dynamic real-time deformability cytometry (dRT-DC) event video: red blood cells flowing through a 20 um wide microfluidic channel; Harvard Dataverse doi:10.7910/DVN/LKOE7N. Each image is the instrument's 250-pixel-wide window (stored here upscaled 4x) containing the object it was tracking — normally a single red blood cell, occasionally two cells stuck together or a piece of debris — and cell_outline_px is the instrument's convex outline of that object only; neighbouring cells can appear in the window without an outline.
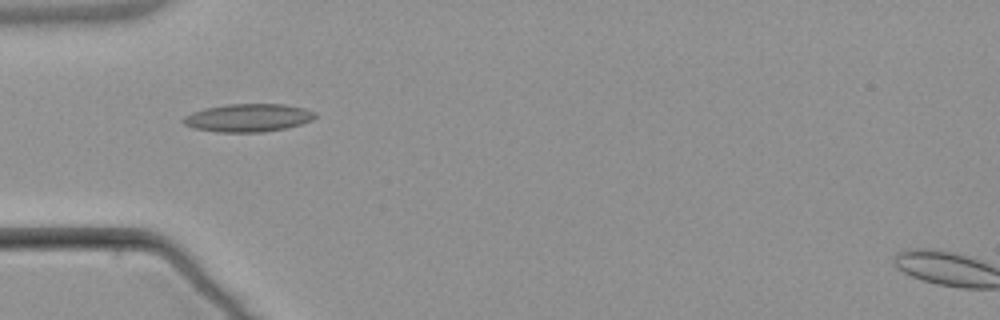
{"species": "common noctule bat (a hibernating species)", "species_latin": "Nyctalus noctula", "temperature_condition": "warm", "stored_images_in_passage": 6, "camera_frame_rate_fps": 3000, "um_per_image_px": 0.085, "animal": {"sex": "male", "body_mass_g": 21.5, "forearm_length_mm": 52.0}, "frame": {"image": 1, "passage_image": 4, "time_ms": 4.667, "image_size_px": [1000, 320], "cell_outline_px": [[316, 116], [312, 120], [288, 128], [260, 132], [220, 132], [196, 128], [184, 124], [180, 120], [184, 116], [192, 112], [204, 108], [228, 104], [284, 104], [304, 108], [316, 112]], "centroid_in_image_um": [21.1, 10.0], "position_along_channel_um": 63.9, "area_um2": 21.5}}
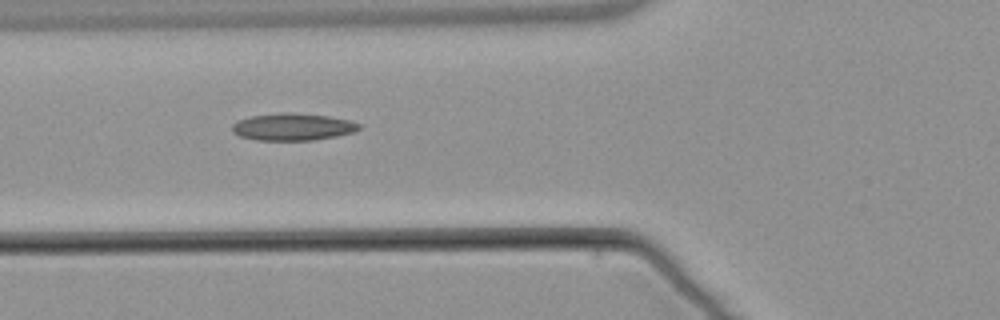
{"frame": {"image": 2, "passage_image": 5, "time_ms": 5.667, "image_size_px": [1000, 320], "cell_outline_px": [[360, 128], [352, 132], [336, 136], [312, 140], [256, 140], [240, 136], [232, 132], [232, 124], [236, 120], [252, 116], [288, 112], [328, 116], [348, 120], [360, 124]], "centroid_in_image_um": [24.84, 10.78], "position_along_channel_um": 101.0, "area_um2": 19.88}}
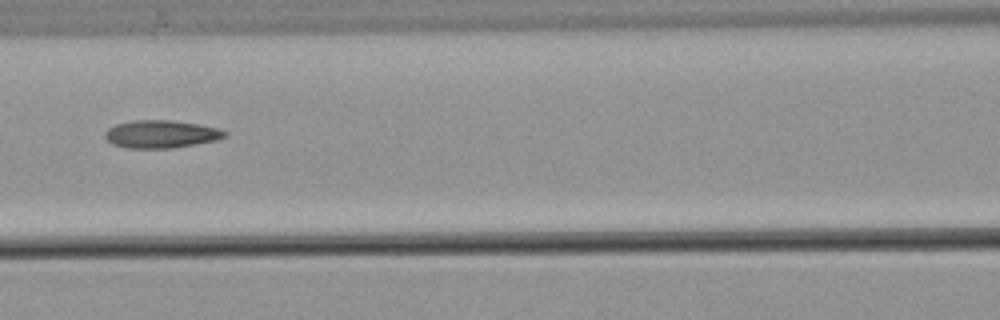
{"frame": {"image": 3, "passage_image": 6, "time_ms": 7.0, "image_size_px": [1000, 320], "cell_outline_px": [[228, 136], [216, 140], [196, 144], [172, 148], [128, 148], [112, 144], [104, 136], [104, 132], [108, 128], [116, 124], [132, 120], [172, 120], [196, 124], [216, 128], [228, 132]], "centroid_in_image_um": [13.67, 11.4], "position_along_channel_um": 152.9, "area_um2": 19.36}}